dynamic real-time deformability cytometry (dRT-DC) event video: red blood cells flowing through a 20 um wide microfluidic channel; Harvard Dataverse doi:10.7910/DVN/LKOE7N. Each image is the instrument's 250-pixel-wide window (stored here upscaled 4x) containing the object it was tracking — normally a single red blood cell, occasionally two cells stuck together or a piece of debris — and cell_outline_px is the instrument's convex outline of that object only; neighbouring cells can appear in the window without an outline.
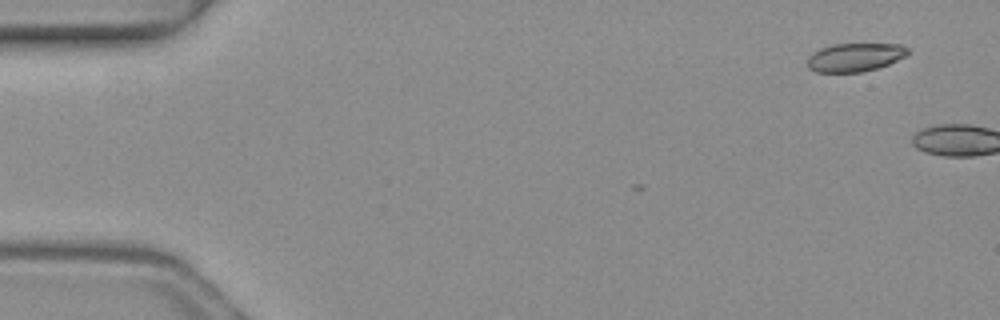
{"species": "common noctule bat (a hibernating species)", "species_latin": "Nyctalus noctula", "temperature_condition": "warm", "stored_images_in_passage": 2, "camera_frame_rate_fps": 3000, "um_per_image_px": 0.085, "animal": {"sex": "female", "body_mass_g": 19.3, "forearm_length_mm": 54.1}, "frame": {"image": 1, "passage_image": 1, "time_ms": 0.0, "image_size_px": [1000, 320], "cell_outline_px": [[908, 52], [904, 56], [888, 64], [876, 68], [860, 72], [816, 72], [808, 68], [808, 56], [812, 52], [820, 48], [832, 44], [900, 44], [908, 48]], "centroid_in_image_um": [72.62, 4.86], "position_along_channel_um": 12.4, "area_um2": 16.53}}